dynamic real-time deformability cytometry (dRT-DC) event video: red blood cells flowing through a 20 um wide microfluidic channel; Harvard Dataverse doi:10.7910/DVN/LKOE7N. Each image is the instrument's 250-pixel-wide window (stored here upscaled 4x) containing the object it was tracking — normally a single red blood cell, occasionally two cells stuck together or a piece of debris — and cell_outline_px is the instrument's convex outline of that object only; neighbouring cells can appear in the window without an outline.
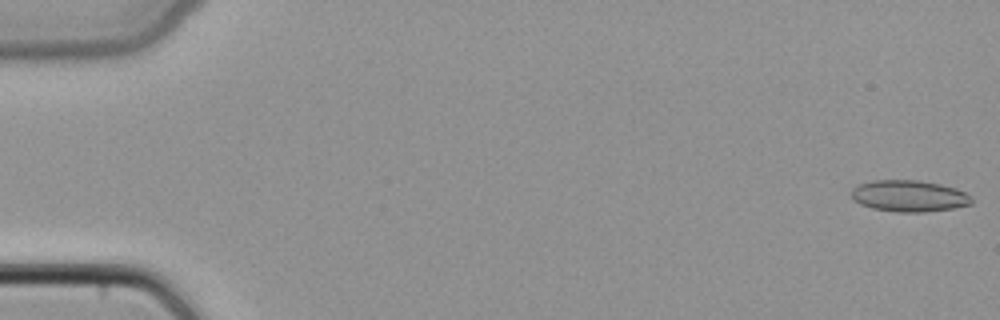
{"species": "common noctule bat (a hibernating species)", "species_latin": "Nyctalus noctula", "temperature_condition": "cold", "stored_images_in_passage": 7, "camera_frame_rate_fps": 3000, "um_per_image_px": 0.085, "animal": {"sex": "female", "body_mass_g": 22.7, "forearm_length_mm": 54.2}, "frame": {"image": 1, "passage_image": 1, "time_ms": 0.0, "image_size_px": [1000, 320], "cell_outline_px": [[972, 204], [952, 208], [924, 212], [896, 212], [872, 208], [860, 204], [852, 200], [852, 188], [856, 184], [872, 180], [916, 180], [940, 184], [956, 188], [964, 192], [972, 200]], "centroid_in_image_um": [77.21, 16.65], "position_along_channel_um": 7.8, "area_um2": 22.08}}